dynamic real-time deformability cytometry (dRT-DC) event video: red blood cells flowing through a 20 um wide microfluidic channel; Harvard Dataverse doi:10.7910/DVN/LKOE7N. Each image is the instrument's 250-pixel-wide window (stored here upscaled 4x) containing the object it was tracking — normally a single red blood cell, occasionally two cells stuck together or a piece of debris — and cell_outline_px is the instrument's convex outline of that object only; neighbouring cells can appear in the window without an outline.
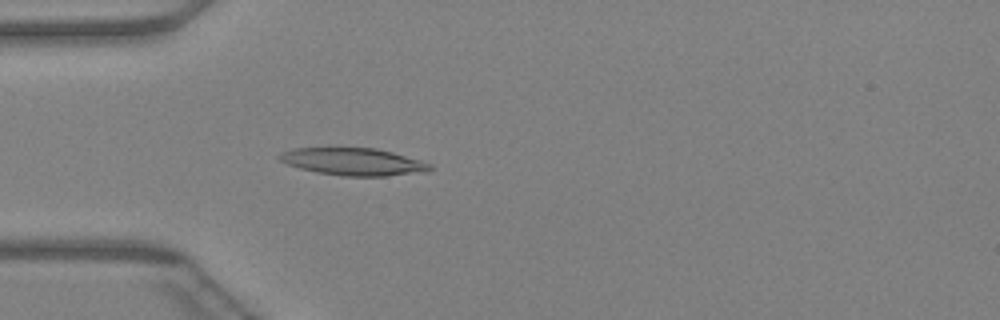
{"species": "Egyptian fruit bat (a non-hibernating species)", "species_latin": "Rousettus aegyptiacus", "temperature_condition": "warm", "stored_images_in_passage": 46, "camera_frame_rate_fps": 3000, "um_per_image_px": 0.085, "animal": {"sex": "female"}, "frame": {"image": 1, "passage_image": 14, "time_ms": 4.333, "image_size_px": [1000, 320], "cell_outline_px": [[432, 168], [424, 172], [384, 176], [340, 176], [316, 172], [300, 168], [288, 164], [280, 160], [276, 156], [280, 152], [292, 148], [328, 144], [376, 148], [392, 152], [420, 160], [432, 164]], "centroid_in_image_um": [29.92, 13.68], "position_along_channel_um": 55.1, "area_um2": 25.2}}
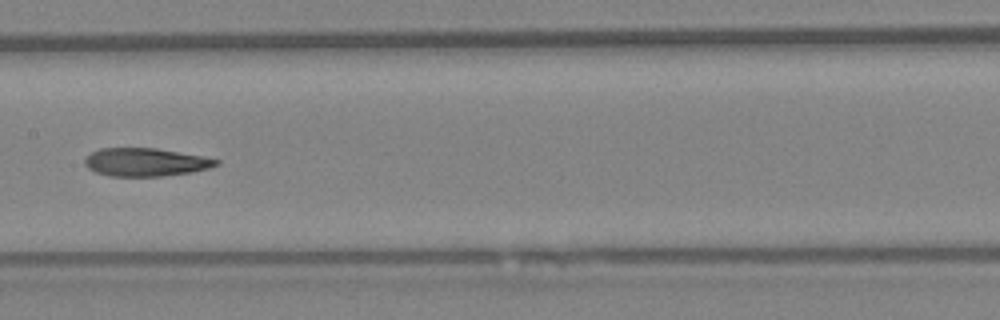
{"frame": {"image": 2, "passage_image": 24, "time_ms": 7.667, "image_size_px": [1000, 320], "cell_outline_px": [[220, 164], [208, 168], [192, 172], [160, 176], [108, 176], [96, 172], [88, 168], [84, 164], [84, 160], [92, 152], [100, 148], [156, 148], [200, 156], [220, 160]], "centroid_in_image_um": [12.35, 13.78], "position_along_channel_um": 195.0, "area_um2": 21.39}}
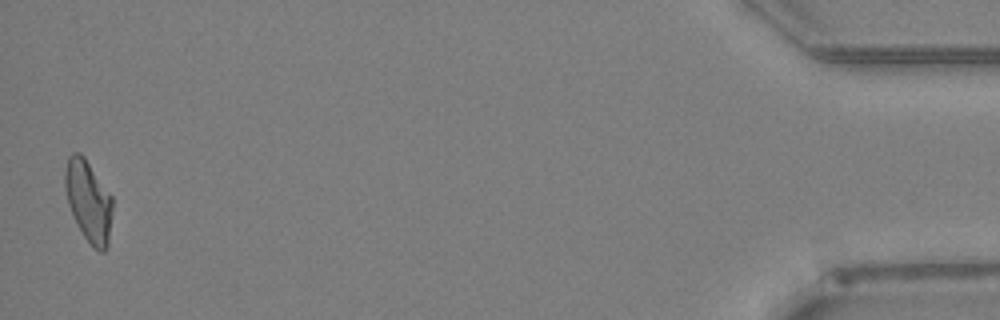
{"frame": {"image": 3, "passage_image": 46, "time_ms": 15.0, "image_size_px": [1000, 320], "cell_outline_px": [[112, 208], [108, 248], [104, 252], [100, 252], [84, 236], [68, 204], [64, 188], [64, 172], [68, 156], [72, 152], [80, 152], [84, 156], [112, 196]], "centroid_in_image_um": [7.51, 17.04], "position_along_channel_um": 427.7, "area_um2": 22.37}}